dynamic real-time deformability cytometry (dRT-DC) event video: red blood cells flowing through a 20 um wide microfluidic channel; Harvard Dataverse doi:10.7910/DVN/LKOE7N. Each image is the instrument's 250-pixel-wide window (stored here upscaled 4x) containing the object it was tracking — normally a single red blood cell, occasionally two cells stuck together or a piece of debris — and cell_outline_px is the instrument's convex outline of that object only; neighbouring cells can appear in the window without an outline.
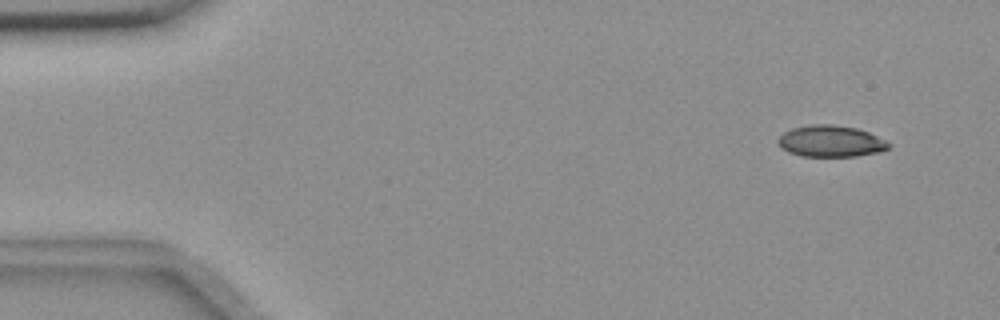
{"species": "common noctule bat (a hibernating species)", "species_latin": "Nyctalus noctula", "temperature_condition": "room temperature", "stored_images_in_passage": 6, "camera_frame_rate_fps": 3000, "um_per_image_px": 0.085, "animal": {"sex": "female", "body_mass_g": 18.4}, "frame": {"image": 1, "passage_image": 2, "time_ms": 1.0, "image_size_px": [1000, 320], "cell_outline_px": [[892, 144], [888, 148], [880, 152], [856, 156], [800, 156], [788, 152], [780, 148], [776, 140], [784, 132], [792, 128], [808, 124], [832, 124], [856, 128], [868, 132]], "centroid_in_image_um": [70.57, 12.0], "position_along_channel_um": 14.4, "area_um2": 20.4}}
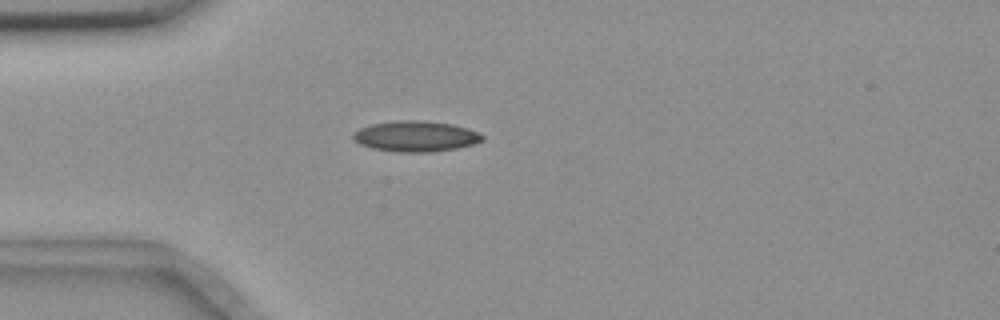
{"frame": {"image": 2, "passage_image": 5, "time_ms": 4.667, "image_size_px": [1000, 320], "cell_outline_px": [[484, 140], [472, 144], [456, 148], [432, 152], [396, 152], [372, 148], [360, 144], [352, 136], [352, 132], [360, 128], [372, 124], [396, 120], [420, 120], [452, 124], [468, 128], [484, 136]], "centroid_in_image_um": [35.32, 11.58], "position_along_channel_um": 49.7, "area_um2": 23.06}}